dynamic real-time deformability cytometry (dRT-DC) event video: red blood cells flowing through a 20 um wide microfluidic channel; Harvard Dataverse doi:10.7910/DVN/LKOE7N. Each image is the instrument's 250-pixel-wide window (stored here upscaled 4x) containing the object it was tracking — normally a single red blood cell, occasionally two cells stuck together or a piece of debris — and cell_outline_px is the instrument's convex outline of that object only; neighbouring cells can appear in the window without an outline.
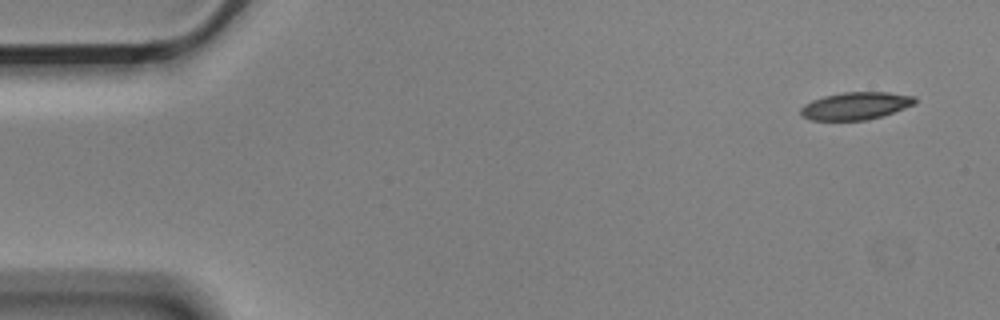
{"species": "Egyptian fruit bat (a non-hibernating species)", "species_latin": "Rousettus aegyptiacus", "temperature_condition": "cold", "stored_images_in_passage": 3, "camera_frame_rate_fps": 3000, "um_per_image_px": 0.085, "animal": {"sex": "male"}, "frame": {"image": 1, "passage_image": 1, "time_ms": 0.0, "image_size_px": [1000, 320], "cell_outline_px": [[916, 104], [868, 120], [812, 120], [804, 116], [800, 112], [800, 108], [804, 104], [812, 100], [824, 96], [844, 92], [888, 92], [916, 96]], "centroid_in_image_um": [72.74, 8.99], "position_along_channel_um": 12.3, "area_um2": 18.21}}